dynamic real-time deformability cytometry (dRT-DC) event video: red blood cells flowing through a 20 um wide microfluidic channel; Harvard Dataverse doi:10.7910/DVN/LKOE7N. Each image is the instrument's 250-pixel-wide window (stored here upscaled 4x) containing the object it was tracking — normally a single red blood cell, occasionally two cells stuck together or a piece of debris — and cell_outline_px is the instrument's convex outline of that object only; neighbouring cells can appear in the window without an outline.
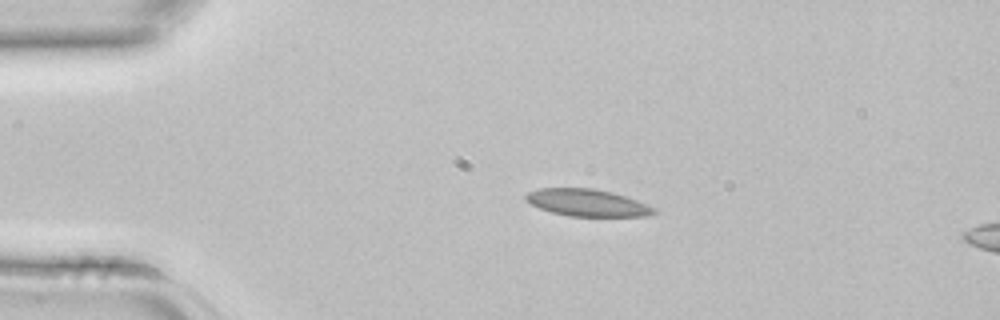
{"species": "common noctule bat (a hibernating species)", "species_latin": "Nyctalus noctula", "temperature_condition": "room temperature", "stored_images_in_passage": 3, "segment_of_instrument_passage": [1, 2], "camera_frame_rate_fps": 3000, "um_per_image_px": 0.085, "animal": {"sex": "female", "body_mass_g": 22.7, "forearm_length_mm": 54.2}, "frame": {"image": 1, "passage_image": 1, "time_ms": 0.0, "image_size_px": [1000, 320], "cell_outline_px": [[660, 212], [648, 216], [568, 216], [552, 212], [540, 208], [524, 200], [524, 196], [528, 192], [540, 188], [592, 188], [612, 192], [636, 200], [656, 208]], "centroid_in_image_um": [49.93, 17.23], "position_along_channel_um": 35.1, "area_um2": 20.23}}